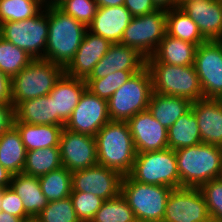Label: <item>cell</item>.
Returning <instances> with one entry per match:
<instances>
[{
	"instance_id": "39",
	"label": "cell",
	"mask_w": 222,
	"mask_h": 222,
	"mask_svg": "<svg viewBox=\"0 0 222 222\" xmlns=\"http://www.w3.org/2000/svg\"><path fill=\"white\" fill-rule=\"evenodd\" d=\"M57 7L88 27L97 11L95 0H62Z\"/></svg>"
},
{
	"instance_id": "8",
	"label": "cell",
	"mask_w": 222,
	"mask_h": 222,
	"mask_svg": "<svg viewBox=\"0 0 222 222\" xmlns=\"http://www.w3.org/2000/svg\"><path fill=\"white\" fill-rule=\"evenodd\" d=\"M129 175L140 183L180 188L175 150L169 148L137 153Z\"/></svg>"
},
{
	"instance_id": "20",
	"label": "cell",
	"mask_w": 222,
	"mask_h": 222,
	"mask_svg": "<svg viewBox=\"0 0 222 222\" xmlns=\"http://www.w3.org/2000/svg\"><path fill=\"white\" fill-rule=\"evenodd\" d=\"M87 89L85 80L63 73L49 93L53 99L54 125L65 127L81 95Z\"/></svg>"
},
{
	"instance_id": "25",
	"label": "cell",
	"mask_w": 222,
	"mask_h": 222,
	"mask_svg": "<svg viewBox=\"0 0 222 222\" xmlns=\"http://www.w3.org/2000/svg\"><path fill=\"white\" fill-rule=\"evenodd\" d=\"M196 49L197 45L166 33L152 56L161 63L191 66L194 64Z\"/></svg>"
},
{
	"instance_id": "50",
	"label": "cell",
	"mask_w": 222,
	"mask_h": 222,
	"mask_svg": "<svg viewBox=\"0 0 222 222\" xmlns=\"http://www.w3.org/2000/svg\"><path fill=\"white\" fill-rule=\"evenodd\" d=\"M22 222H40L36 217L28 218L23 220Z\"/></svg>"
},
{
	"instance_id": "2",
	"label": "cell",
	"mask_w": 222,
	"mask_h": 222,
	"mask_svg": "<svg viewBox=\"0 0 222 222\" xmlns=\"http://www.w3.org/2000/svg\"><path fill=\"white\" fill-rule=\"evenodd\" d=\"M48 29L45 59L65 68L73 59L88 29L57 6L48 7Z\"/></svg>"
},
{
	"instance_id": "52",
	"label": "cell",
	"mask_w": 222,
	"mask_h": 222,
	"mask_svg": "<svg viewBox=\"0 0 222 222\" xmlns=\"http://www.w3.org/2000/svg\"><path fill=\"white\" fill-rule=\"evenodd\" d=\"M131 222H147V221H144V220H141V219H137V218H135V219L132 220Z\"/></svg>"
},
{
	"instance_id": "12",
	"label": "cell",
	"mask_w": 222,
	"mask_h": 222,
	"mask_svg": "<svg viewBox=\"0 0 222 222\" xmlns=\"http://www.w3.org/2000/svg\"><path fill=\"white\" fill-rule=\"evenodd\" d=\"M162 222H212L199 188L172 189Z\"/></svg>"
},
{
	"instance_id": "48",
	"label": "cell",
	"mask_w": 222,
	"mask_h": 222,
	"mask_svg": "<svg viewBox=\"0 0 222 222\" xmlns=\"http://www.w3.org/2000/svg\"><path fill=\"white\" fill-rule=\"evenodd\" d=\"M20 217L8 214L7 212L0 211V222H22Z\"/></svg>"
},
{
	"instance_id": "21",
	"label": "cell",
	"mask_w": 222,
	"mask_h": 222,
	"mask_svg": "<svg viewBox=\"0 0 222 222\" xmlns=\"http://www.w3.org/2000/svg\"><path fill=\"white\" fill-rule=\"evenodd\" d=\"M202 143L222 147V99L202 98L191 104Z\"/></svg>"
},
{
	"instance_id": "32",
	"label": "cell",
	"mask_w": 222,
	"mask_h": 222,
	"mask_svg": "<svg viewBox=\"0 0 222 222\" xmlns=\"http://www.w3.org/2000/svg\"><path fill=\"white\" fill-rule=\"evenodd\" d=\"M38 178L48 202L58 201L71 195L72 173L67 168L61 167Z\"/></svg>"
},
{
	"instance_id": "17",
	"label": "cell",
	"mask_w": 222,
	"mask_h": 222,
	"mask_svg": "<svg viewBox=\"0 0 222 222\" xmlns=\"http://www.w3.org/2000/svg\"><path fill=\"white\" fill-rule=\"evenodd\" d=\"M178 8L197 24L206 40H222V3L219 0H180Z\"/></svg>"
},
{
	"instance_id": "30",
	"label": "cell",
	"mask_w": 222,
	"mask_h": 222,
	"mask_svg": "<svg viewBox=\"0 0 222 222\" xmlns=\"http://www.w3.org/2000/svg\"><path fill=\"white\" fill-rule=\"evenodd\" d=\"M166 25V33L174 38L197 46L206 41L197 24L179 8L167 10Z\"/></svg>"
},
{
	"instance_id": "29",
	"label": "cell",
	"mask_w": 222,
	"mask_h": 222,
	"mask_svg": "<svg viewBox=\"0 0 222 222\" xmlns=\"http://www.w3.org/2000/svg\"><path fill=\"white\" fill-rule=\"evenodd\" d=\"M202 143L198 122L190 108L168 129V148L178 150Z\"/></svg>"
},
{
	"instance_id": "10",
	"label": "cell",
	"mask_w": 222,
	"mask_h": 222,
	"mask_svg": "<svg viewBox=\"0 0 222 222\" xmlns=\"http://www.w3.org/2000/svg\"><path fill=\"white\" fill-rule=\"evenodd\" d=\"M166 14L167 10L158 9L132 17L120 43L137 49L146 58L152 56L166 34Z\"/></svg>"
},
{
	"instance_id": "55",
	"label": "cell",
	"mask_w": 222,
	"mask_h": 222,
	"mask_svg": "<svg viewBox=\"0 0 222 222\" xmlns=\"http://www.w3.org/2000/svg\"><path fill=\"white\" fill-rule=\"evenodd\" d=\"M62 0H55V6H57Z\"/></svg>"
},
{
	"instance_id": "37",
	"label": "cell",
	"mask_w": 222,
	"mask_h": 222,
	"mask_svg": "<svg viewBox=\"0 0 222 222\" xmlns=\"http://www.w3.org/2000/svg\"><path fill=\"white\" fill-rule=\"evenodd\" d=\"M36 219L40 222H80L70 196L48 202L47 206L36 216Z\"/></svg>"
},
{
	"instance_id": "43",
	"label": "cell",
	"mask_w": 222,
	"mask_h": 222,
	"mask_svg": "<svg viewBox=\"0 0 222 222\" xmlns=\"http://www.w3.org/2000/svg\"><path fill=\"white\" fill-rule=\"evenodd\" d=\"M15 107L13 105H0V136L14 126Z\"/></svg>"
},
{
	"instance_id": "22",
	"label": "cell",
	"mask_w": 222,
	"mask_h": 222,
	"mask_svg": "<svg viewBox=\"0 0 222 222\" xmlns=\"http://www.w3.org/2000/svg\"><path fill=\"white\" fill-rule=\"evenodd\" d=\"M131 19L132 15L124 5L98 7L87 29L92 34L101 36L111 43H120L124 30L129 25Z\"/></svg>"
},
{
	"instance_id": "35",
	"label": "cell",
	"mask_w": 222,
	"mask_h": 222,
	"mask_svg": "<svg viewBox=\"0 0 222 222\" xmlns=\"http://www.w3.org/2000/svg\"><path fill=\"white\" fill-rule=\"evenodd\" d=\"M43 8L35 0H0V22L29 19L37 15Z\"/></svg>"
},
{
	"instance_id": "7",
	"label": "cell",
	"mask_w": 222,
	"mask_h": 222,
	"mask_svg": "<svg viewBox=\"0 0 222 222\" xmlns=\"http://www.w3.org/2000/svg\"><path fill=\"white\" fill-rule=\"evenodd\" d=\"M172 189L168 186L140 183L130 175H125L122 180L121 194L137 219L162 222L166 202Z\"/></svg>"
},
{
	"instance_id": "42",
	"label": "cell",
	"mask_w": 222,
	"mask_h": 222,
	"mask_svg": "<svg viewBox=\"0 0 222 222\" xmlns=\"http://www.w3.org/2000/svg\"><path fill=\"white\" fill-rule=\"evenodd\" d=\"M124 6L132 17L143 16L158 10L152 0H124Z\"/></svg>"
},
{
	"instance_id": "27",
	"label": "cell",
	"mask_w": 222,
	"mask_h": 222,
	"mask_svg": "<svg viewBox=\"0 0 222 222\" xmlns=\"http://www.w3.org/2000/svg\"><path fill=\"white\" fill-rule=\"evenodd\" d=\"M14 123L54 125L53 99L48 94L20 102L15 107Z\"/></svg>"
},
{
	"instance_id": "18",
	"label": "cell",
	"mask_w": 222,
	"mask_h": 222,
	"mask_svg": "<svg viewBox=\"0 0 222 222\" xmlns=\"http://www.w3.org/2000/svg\"><path fill=\"white\" fill-rule=\"evenodd\" d=\"M146 66L147 58L137 49L121 43H112L87 79L104 78L116 71H140Z\"/></svg>"
},
{
	"instance_id": "44",
	"label": "cell",
	"mask_w": 222,
	"mask_h": 222,
	"mask_svg": "<svg viewBox=\"0 0 222 222\" xmlns=\"http://www.w3.org/2000/svg\"><path fill=\"white\" fill-rule=\"evenodd\" d=\"M0 105H13L12 79L0 70Z\"/></svg>"
},
{
	"instance_id": "16",
	"label": "cell",
	"mask_w": 222,
	"mask_h": 222,
	"mask_svg": "<svg viewBox=\"0 0 222 222\" xmlns=\"http://www.w3.org/2000/svg\"><path fill=\"white\" fill-rule=\"evenodd\" d=\"M127 123L137 153L168 148V130L152 116L148 109L137 113Z\"/></svg>"
},
{
	"instance_id": "31",
	"label": "cell",
	"mask_w": 222,
	"mask_h": 222,
	"mask_svg": "<svg viewBox=\"0 0 222 222\" xmlns=\"http://www.w3.org/2000/svg\"><path fill=\"white\" fill-rule=\"evenodd\" d=\"M62 167L59 147L27 151L22 173L40 177Z\"/></svg>"
},
{
	"instance_id": "33",
	"label": "cell",
	"mask_w": 222,
	"mask_h": 222,
	"mask_svg": "<svg viewBox=\"0 0 222 222\" xmlns=\"http://www.w3.org/2000/svg\"><path fill=\"white\" fill-rule=\"evenodd\" d=\"M32 60L33 58L25 50L20 49L4 38L0 39V70L11 79Z\"/></svg>"
},
{
	"instance_id": "41",
	"label": "cell",
	"mask_w": 222,
	"mask_h": 222,
	"mask_svg": "<svg viewBox=\"0 0 222 222\" xmlns=\"http://www.w3.org/2000/svg\"><path fill=\"white\" fill-rule=\"evenodd\" d=\"M1 211L20 217L22 220L30 218L24 211L22 199L11 188L2 189Z\"/></svg>"
},
{
	"instance_id": "45",
	"label": "cell",
	"mask_w": 222,
	"mask_h": 222,
	"mask_svg": "<svg viewBox=\"0 0 222 222\" xmlns=\"http://www.w3.org/2000/svg\"><path fill=\"white\" fill-rule=\"evenodd\" d=\"M158 9L170 10L179 7L180 0H152Z\"/></svg>"
},
{
	"instance_id": "49",
	"label": "cell",
	"mask_w": 222,
	"mask_h": 222,
	"mask_svg": "<svg viewBox=\"0 0 222 222\" xmlns=\"http://www.w3.org/2000/svg\"><path fill=\"white\" fill-rule=\"evenodd\" d=\"M44 8L55 6V0H35Z\"/></svg>"
},
{
	"instance_id": "26",
	"label": "cell",
	"mask_w": 222,
	"mask_h": 222,
	"mask_svg": "<svg viewBox=\"0 0 222 222\" xmlns=\"http://www.w3.org/2000/svg\"><path fill=\"white\" fill-rule=\"evenodd\" d=\"M18 130L26 151L48 147H59L61 133L64 129L60 125H32L14 123Z\"/></svg>"
},
{
	"instance_id": "34",
	"label": "cell",
	"mask_w": 222,
	"mask_h": 222,
	"mask_svg": "<svg viewBox=\"0 0 222 222\" xmlns=\"http://www.w3.org/2000/svg\"><path fill=\"white\" fill-rule=\"evenodd\" d=\"M135 218L126 199L120 194L115 198L104 200L91 222H131Z\"/></svg>"
},
{
	"instance_id": "4",
	"label": "cell",
	"mask_w": 222,
	"mask_h": 222,
	"mask_svg": "<svg viewBox=\"0 0 222 222\" xmlns=\"http://www.w3.org/2000/svg\"><path fill=\"white\" fill-rule=\"evenodd\" d=\"M147 67L152 76L153 92L179 96L191 103L203 98L194 65L176 66L157 61L153 56L147 58Z\"/></svg>"
},
{
	"instance_id": "28",
	"label": "cell",
	"mask_w": 222,
	"mask_h": 222,
	"mask_svg": "<svg viewBox=\"0 0 222 222\" xmlns=\"http://www.w3.org/2000/svg\"><path fill=\"white\" fill-rule=\"evenodd\" d=\"M26 153L21 136L14 126L0 136V164L13 175L22 173Z\"/></svg>"
},
{
	"instance_id": "11",
	"label": "cell",
	"mask_w": 222,
	"mask_h": 222,
	"mask_svg": "<svg viewBox=\"0 0 222 222\" xmlns=\"http://www.w3.org/2000/svg\"><path fill=\"white\" fill-rule=\"evenodd\" d=\"M193 65L203 98L222 99V40H206L197 46Z\"/></svg>"
},
{
	"instance_id": "9",
	"label": "cell",
	"mask_w": 222,
	"mask_h": 222,
	"mask_svg": "<svg viewBox=\"0 0 222 222\" xmlns=\"http://www.w3.org/2000/svg\"><path fill=\"white\" fill-rule=\"evenodd\" d=\"M48 7L22 21L2 23V38L25 50L33 59H45Z\"/></svg>"
},
{
	"instance_id": "46",
	"label": "cell",
	"mask_w": 222,
	"mask_h": 222,
	"mask_svg": "<svg viewBox=\"0 0 222 222\" xmlns=\"http://www.w3.org/2000/svg\"><path fill=\"white\" fill-rule=\"evenodd\" d=\"M13 174L0 164V189L10 187Z\"/></svg>"
},
{
	"instance_id": "24",
	"label": "cell",
	"mask_w": 222,
	"mask_h": 222,
	"mask_svg": "<svg viewBox=\"0 0 222 222\" xmlns=\"http://www.w3.org/2000/svg\"><path fill=\"white\" fill-rule=\"evenodd\" d=\"M191 102L179 96L152 92L148 111L167 130L191 108Z\"/></svg>"
},
{
	"instance_id": "15",
	"label": "cell",
	"mask_w": 222,
	"mask_h": 222,
	"mask_svg": "<svg viewBox=\"0 0 222 222\" xmlns=\"http://www.w3.org/2000/svg\"><path fill=\"white\" fill-rule=\"evenodd\" d=\"M109 121L107 100L86 89L73 109L65 128L73 132L95 136Z\"/></svg>"
},
{
	"instance_id": "5",
	"label": "cell",
	"mask_w": 222,
	"mask_h": 222,
	"mask_svg": "<svg viewBox=\"0 0 222 222\" xmlns=\"http://www.w3.org/2000/svg\"><path fill=\"white\" fill-rule=\"evenodd\" d=\"M152 92V76L146 66L133 74L107 100L110 120L128 121L137 113L147 110Z\"/></svg>"
},
{
	"instance_id": "47",
	"label": "cell",
	"mask_w": 222,
	"mask_h": 222,
	"mask_svg": "<svg viewBox=\"0 0 222 222\" xmlns=\"http://www.w3.org/2000/svg\"><path fill=\"white\" fill-rule=\"evenodd\" d=\"M98 7H112L124 5V0H95Z\"/></svg>"
},
{
	"instance_id": "23",
	"label": "cell",
	"mask_w": 222,
	"mask_h": 222,
	"mask_svg": "<svg viewBox=\"0 0 222 222\" xmlns=\"http://www.w3.org/2000/svg\"><path fill=\"white\" fill-rule=\"evenodd\" d=\"M10 187L22 199L24 211L30 218L36 217L48 204L36 176L15 174L12 176Z\"/></svg>"
},
{
	"instance_id": "13",
	"label": "cell",
	"mask_w": 222,
	"mask_h": 222,
	"mask_svg": "<svg viewBox=\"0 0 222 222\" xmlns=\"http://www.w3.org/2000/svg\"><path fill=\"white\" fill-rule=\"evenodd\" d=\"M123 175L102 165L72 172V191L92 193L104 200L121 194Z\"/></svg>"
},
{
	"instance_id": "3",
	"label": "cell",
	"mask_w": 222,
	"mask_h": 222,
	"mask_svg": "<svg viewBox=\"0 0 222 222\" xmlns=\"http://www.w3.org/2000/svg\"><path fill=\"white\" fill-rule=\"evenodd\" d=\"M180 187L199 188L220 173L222 147L200 143L175 150Z\"/></svg>"
},
{
	"instance_id": "53",
	"label": "cell",
	"mask_w": 222,
	"mask_h": 222,
	"mask_svg": "<svg viewBox=\"0 0 222 222\" xmlns=\"http://www.w3.org/2000/svg\"><path fill=\"white\" fill-rule=\"evenodd\" d=\"M1 201H2V189H0V211H1Z\"/></svg>"
},
{
	"instance_id": "51",
	"label": "cell",
	"mask_w": 222,
	"mask_h": 222,
	"mask_svg": "<svg viewBox=\"0 0 222 222\" xmlns=\"http://www.w3.org/2000/svg\"><path fill=\"white\" fill-rule=\"evenodd\" d=\"M218 179L222 180V159H221L220 173Z\"/></svg>"
},
{
	"instance_id": "36",
	"label": "cell",
	"mask_w": 222,
	"mask_h": 222,
	"mask_svg": "<svg viewBox=\"0 0 222 222\" xmlns=\"http://www.w3.org/2000/svg\"><path fill=\"white\" fill-rule=\"evenodd\" d=\"M139 71H116L104 78L86 79L87 89L94 95L108 100L114 92Z\"/></svg>"
},
{
	"instance_id": "1",
	"label": "cell",
	"mask_w": 222,
	"mask_h": 222,
	"mask_svg": "<svg viewBox=\"0 0 222 222\" xmlns=\"http://www.w3.org/2000/svg\"><path fill=\"white\" fill-rule=\"evenodd\" d=\"M94 137L98 164L129 175L137 152L127 121L110 120Z\"/></svg>"
},
{
	"instance_id": "40",
	"label": "cell",
	"mask_w": 222,
	"mask_h": 222,
	"mask_svg": "<svg viewBox=\"0 0 222 222\" xmlns=\"http://www.w3.org/2000/svg\"><path fill=\"white\" fill-rule=\"evenodd\" d=\"M199 190L206 201L211 221H222V180L212 179Z\"/></svg>"
},
{
	"instance_id": "54",
	"label": "cell",
	"mask_w": 222,
	"mask_h": 222,
	"mask_svg": "<svg viewBox=\"0 0 222 222\" xmlns=\"http://www.w3.org/2000/svg\"><path fill=\"white\" fill-rule=\"evenodd\" d=\"M2 38V23L0 22V39Z\"/></svg>"
},
{
	"instance_id": "19",
	"label": "cell",
	"mask_w": 222,
	"mask_h": 222,
	"mask_svg": "<svg viewBox=\"0 0 222 222\" xmlns=\"http://www.w3.org/2000/svg\"><path fill=\"white\" fill-rule=\"evenodd\" d=\"M111 44L109 40L87 30L73 59L64 68V73L71 77L86 80L94 66L108 52Z\"/></svg>"
},
{
	"instance_id": "14",
	"label": "cell",
	"mask_w": 222,
	"mask_h": 222,
	"mask_svg": "<svg viewBox=\"0 0 222 222\" xmlns=\"http://www.w3.org/2000/svg\"><path fill=\"white\" fill-rule=\"evenodd\" d=\"M59 148L62 167L67 168L71 173L98 164L94 136L73 132L64 127Z\"/></svg>"
},
{
	"instance_id": "6",
	"label": "cell",
	"mask_w": 222,
	"mask_h": 222,
	"mask_svg": "<svg viewBox=\"0 0 222 222\" xmlns=\"http://www.w3.org/2000/svg\"><path fill=\"white\" fill-rule=\"evenodd\" d=\"M64 73V68L46 59H33L12 78V103L48 95Z\"/></svg>"
},
{
	"instance_id": "38",
	"label": "cell",
	"mask_w": 222,
	"mask_h": 222,
	"mask_svg": "<svg viewBox=\"0 0 222 222\" xmlns=\"http://www.w3.org/2000/svg\"><path fill=\"white\" fill-rule=\"evenodd\" d=\"M70 199L80 222H91L104 199L92 193L71 191Z\"/></svg>"
}]
</instances>
